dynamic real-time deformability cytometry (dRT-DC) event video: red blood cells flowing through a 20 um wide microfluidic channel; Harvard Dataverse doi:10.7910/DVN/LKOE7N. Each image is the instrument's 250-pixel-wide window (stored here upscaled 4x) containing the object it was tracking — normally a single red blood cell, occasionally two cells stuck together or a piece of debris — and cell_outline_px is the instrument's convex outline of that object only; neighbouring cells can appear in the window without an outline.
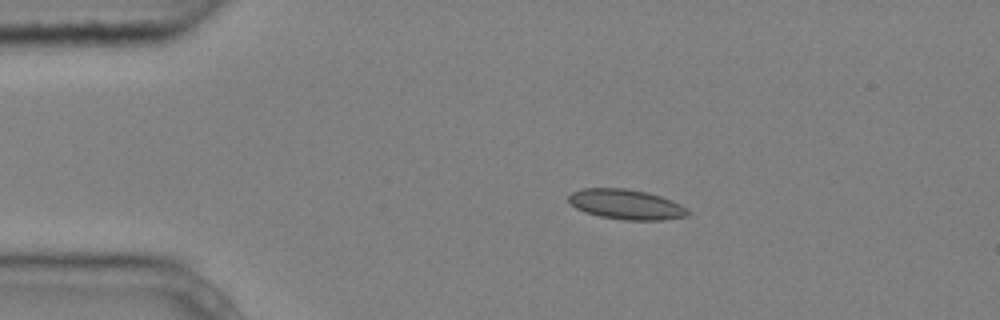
{"species": "common noctule bat (a hibernating species)", "species_latin": "Nyctalus noctula", "temperature_condition": "cold", "stored_images_in_passage": 4, "camera_frame_rate_fps": 3000, "um_per_image_px": 0.085, "animal": {"sex": "male", "body_mass_g": 20.4}, "frame": {"image": 1, "passage_image": 2, "time_ms": 0.333, "image_size_px": [1000, 320], "cell_outline_px": [[692, 212], [688, 216], [664, 220], [624, 220], [600, 216], [584, 212], [576, 208], [568, 200], [568, 196], [572, 192], [584, 188], [624, 188], [648, 192], [672, 200], [688, 208]], "centroid_in_image_um": [53.27, 17.38], "position_along_channel_um": 31.7, "area_um2": 21.04}}
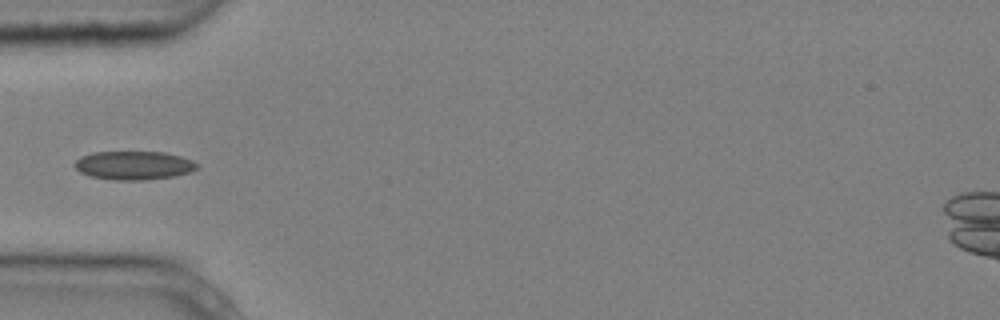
{"frame": {"image": 2, "passage_image": 4, "time_ms": 1.0, "image_size_px": [1000, 320], "cell_outline_px": [[200, 168], [176, 176], [144, 180], [116, 180], [88, 176], [80, 172], [72, 164], [80, 156], [92, 152], [164, 152], [180, 156], [192, 160], [200, 164]], "centroid_in_image_um": [11.37, 14.06], "position_along_channel_um": 73.6, "area_um2": 20.63}}